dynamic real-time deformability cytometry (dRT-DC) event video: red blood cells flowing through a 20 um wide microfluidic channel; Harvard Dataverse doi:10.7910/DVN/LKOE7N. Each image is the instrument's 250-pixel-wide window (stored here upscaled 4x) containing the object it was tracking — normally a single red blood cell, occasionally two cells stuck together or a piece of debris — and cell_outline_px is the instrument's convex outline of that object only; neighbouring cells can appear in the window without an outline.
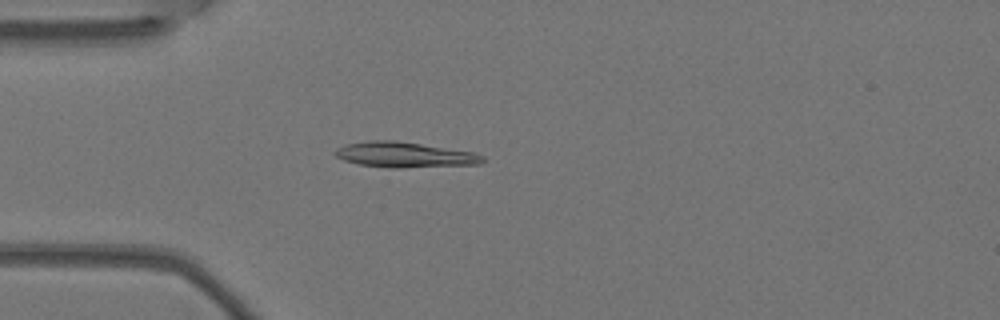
{"species": "Egyptian fruit bat (a non-hibernating species)", "species_latin": "Rousettus aegyptiacus", "temperature_condition": "warm", "stored_images_in_passage": 3, "camera_frame_rate_fps": 3000, "um_per_image_px": 0.085, "animal": {"sex": "female"}, "frame": {"image": 1, "passage_image": 3, "time_ms": 0.667, "image_size_px": [1000, 320], "cell_outline_px": [[484, 160], [480, 164], [400, 168], [388, 168], [360, 164], [344, 160], [336, 156], [332, 152], [336, 148], [344, 144], [368, 140], [392, 140], [420, 144], [472, 152], [484, 156]], "centroid_in_image_um": [34.33, 13.15], "position_along_channel_um": 50.7, "area_um2": 21.73}}